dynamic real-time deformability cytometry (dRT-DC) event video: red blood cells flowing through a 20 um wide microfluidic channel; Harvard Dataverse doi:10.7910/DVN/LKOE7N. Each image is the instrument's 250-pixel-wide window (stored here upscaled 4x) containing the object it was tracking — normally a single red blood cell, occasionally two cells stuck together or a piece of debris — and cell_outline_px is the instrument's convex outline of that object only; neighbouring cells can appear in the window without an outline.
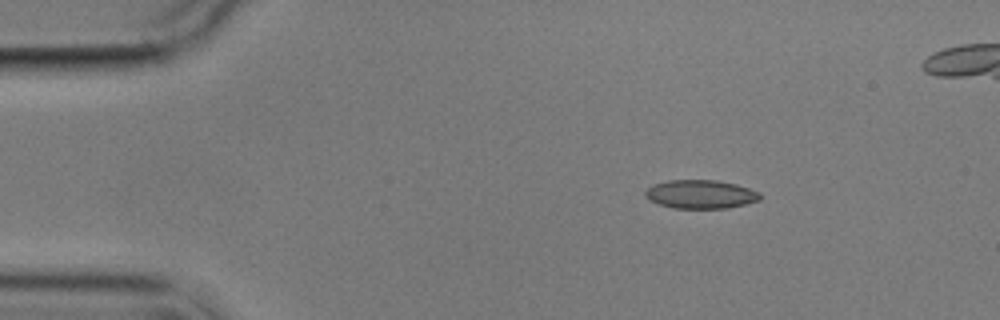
{"species": "common noctule bat (a hibernating species)", "species_latin": "Nyctalus noctula", "temperature_condition": "cold", "stored_images_in_passage": 3, "camera_frame_rate_fps": 3000, "um_per_image_px": 0.085, "animal": {"sex": "male", "body_mass_g": 17.9}, "frame": {"image": 1, "passage_image": 1, "time_ms": 0.0, "image_size_px": [1000, 320], "cell_outline_px": [[760, 200], [728, 208], [672, 208], [660, 204], [644, 196], [644, 192], [652, 184], [668, 180], [716, 180], [736, 184], [760, 192]], "centroid_in_image_um": [59.54, 16.5], "position_along_channel_um": 25.5, "area_um2": 19.07}}